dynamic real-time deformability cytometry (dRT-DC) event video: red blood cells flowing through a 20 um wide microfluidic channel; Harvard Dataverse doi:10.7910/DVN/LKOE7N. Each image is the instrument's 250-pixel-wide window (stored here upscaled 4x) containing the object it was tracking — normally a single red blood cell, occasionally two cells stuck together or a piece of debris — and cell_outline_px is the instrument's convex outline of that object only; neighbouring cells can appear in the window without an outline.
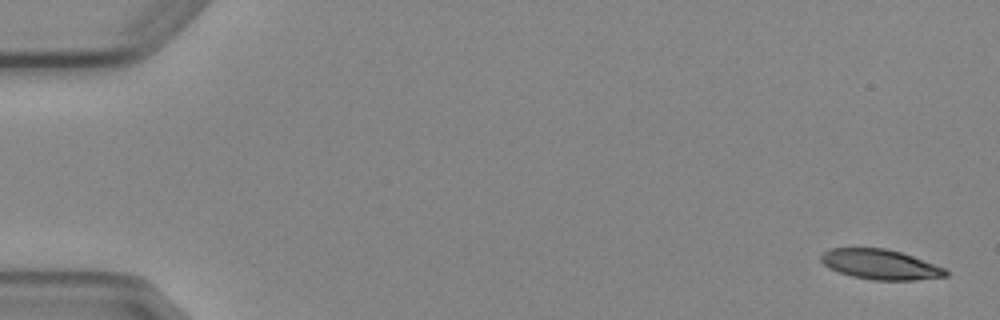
{"species": "Egyptian fruit bat (a non-hibernating species)", "species_latin": "Rousettus aegyptiacus", "temperature_condition": "cold", "stored_images_in_passage": 6, "segment_of_instrument_passage": [1, 2], "camera_frame_rate_fps": 3000, "um_per_image_px": 0.085, "animal": {"sex": "female"}, "frame": {"image": 1, "passage_image": 1, "time_ms": 0.0, "image_size_px": [1000, 320], "cell_outline_px": [[948, 276], [916, 280], [872, 280], [852, 276], [828, 268], [820, 260], [820, 256], [824, 252], [832, 248], [884, 248], [900, 252], [912, 256], [944, 268], [948, 272]], "centroid_in_image_um": [74.81, 22.48], "position_along_channel_um": 10.2, "area_um2": 21.62}}